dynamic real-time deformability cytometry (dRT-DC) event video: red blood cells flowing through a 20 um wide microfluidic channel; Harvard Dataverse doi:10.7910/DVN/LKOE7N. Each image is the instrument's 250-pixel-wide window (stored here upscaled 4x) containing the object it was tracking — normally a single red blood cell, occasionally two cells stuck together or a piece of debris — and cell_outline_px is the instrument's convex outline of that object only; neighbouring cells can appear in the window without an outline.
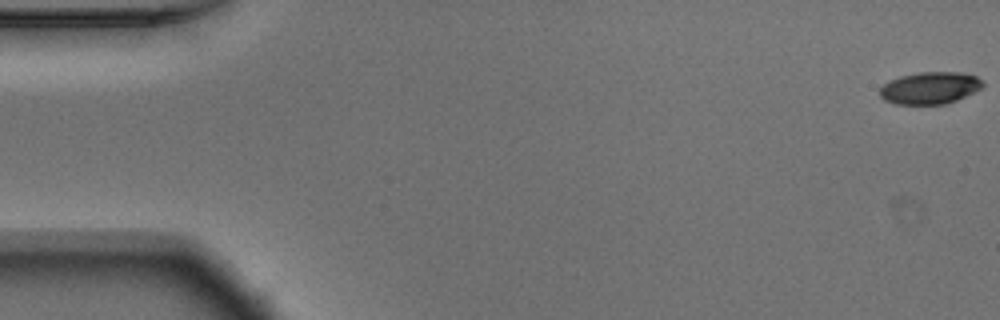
{"species": "Egyptian fruit bat (a non-hibernating species)", "species_latin": "Rousettus aegyptiacus", "temperature_condition": "warm", "stored_images_in_passage": 54, "camera_frame_rate_fps": 3000, "um_per_image_px": 0.085, "animal": {"sex": "male"}, "frame": {"image": 1, "passage_image": 1, "time_ms": 0.0, "image_size_px": [1000, 320], "cell_outline_px": [[984, 84], [980, 88], [956, 100], [944, 104], [896, 104], [884, 100], [880, 96], [880, 88], [888, 80], [900, 76], [920, 72], [960, 72], [976, 76], [984, 80]], "centroid_in_image_um": [79.02, 7.46], "position_along_channel_um": 6.0, "area_um2": 19.19}}
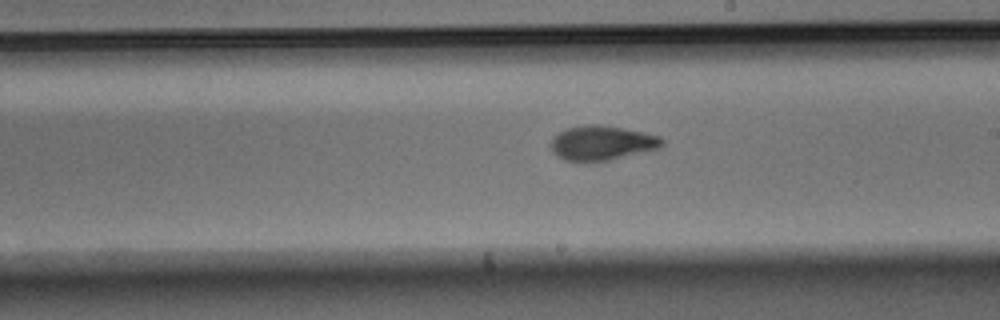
{"frame": {"image": 2, "passage_image": 31, "time_ms": 10.0, "image_size_px": [1000, 320], "cell_outline_px": [[664, 144], [660, 148], [648, 152], [608, 160], [564, 160], [552, 152], [552, 140], [560, 132], [568, 128], [588, 124], [600, 124], [660, 136], [664, 140]], "centroid_in_image_um": [51.22, 12.15], "position_along_channel_um": 237.8, "area_um2": 22.02}}
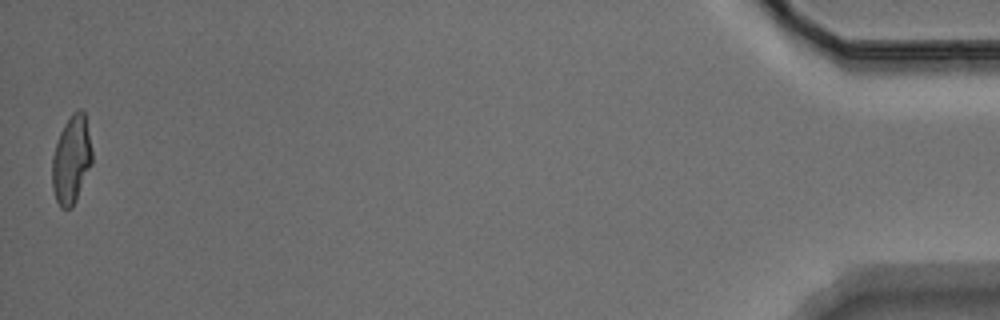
{"frame": {"image": 3, "passage_image": 54, "time_ms": 17.667, "image_size_px": [1000, 320], "cell_outline_px": [[92, 164], [76, 200], [72, 208], [60, 208], [56, 200], [52, 188], [52, 156], [60, 132], [64, 124], [72, 112], [80, 108], [84, 112], [92, 148]], "centroid_in_image_um": [6.07, 13.58], "position_along_channel_um": 429.1, "area_um2": 20.58}, "authors_computed_cell_mechanics": {"area_um2": 21.2415, "velocity_mm_per_s": 3.75, "shape_relaxation_time_tau1_ms": 6.8108, "shape_relaxation_time_tau2_ms": 2.4765, "deformation_change_tau1": 0.2257, "deformation_change_tau2": 0.0898}}